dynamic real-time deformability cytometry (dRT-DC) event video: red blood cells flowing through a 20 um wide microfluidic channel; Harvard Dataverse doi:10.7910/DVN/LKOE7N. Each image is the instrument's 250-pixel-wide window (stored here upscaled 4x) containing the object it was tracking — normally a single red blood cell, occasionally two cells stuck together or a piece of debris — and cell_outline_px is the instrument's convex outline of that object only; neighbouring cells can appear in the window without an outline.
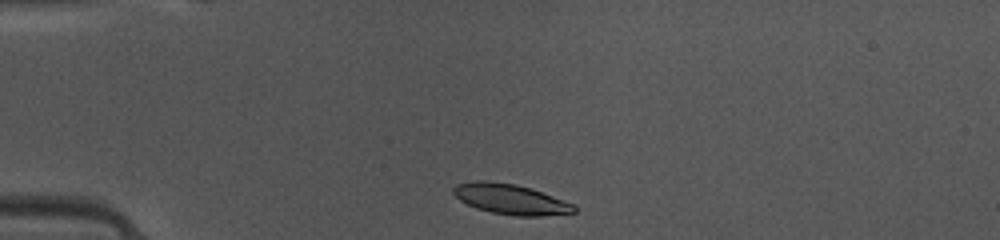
{"species": "common noctule bat (a hibernating species)", "species_latin": "Nyctalus noctula", "temperature_condition": "warm", "stored_images_in_passage": 38, "camera_frame_rate_fps": 3000, "um_per_image_px": 0.085, "animal": {"sex": "female", "body_mass_g": 10.0, "forearm_length_mm": 53.1}, "frame": {"image": 1, "passage_image": 1, "time_ms": 0.0, "image_size_px": [1000, 240], "cell_outline_px": [[576, 212], [544, 216], [516, 216], [492, 212], [476, 208], [460, 200], [452, 192], [452, 188], [456, 184], [472, 180], [484, 180], [516, 184], [552, 196], [572, 204], [576, 208]], "centroid_in_image_um": [43.35, 16.93], "position_along_channel_um": 41.7, "area_um2": 21.1}}
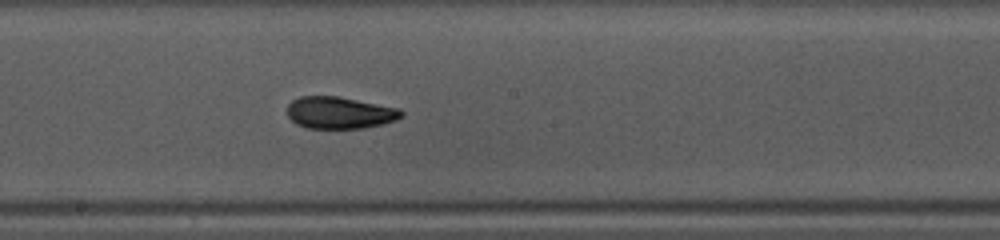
{"frame": {"image": 2, "passage_image": 16, "time_ms": 5.0, "image_size_px": [1000, 240], "cell_outline_px": [[404, 116], [396, 120], [384, 124], [364, 128], [308, 128], [296, 124], [288, 116], [288, 104], [292, 100], [300, 96], [336, 96], [400, 108], [404, 112]], "centroid_in_image_um": [28.9, 9.58], "position_along_channel_um": 219.3, "area_um2": 21.33}}
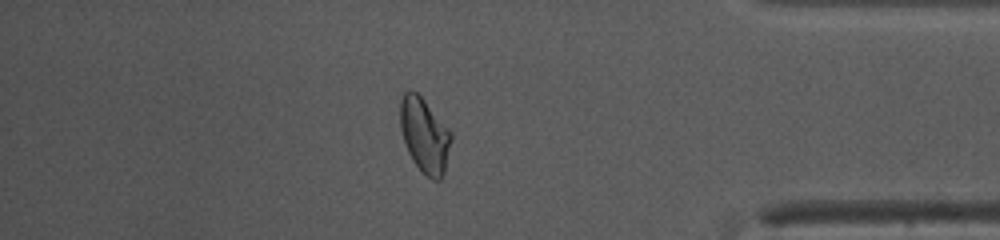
{"frame": {"image": 3, "passage_image": 31, "time_ms": 10.0, "image_size_px": [1000, 240], "cell_outline_px": [[452, 140], [444, 172], [440, 180], [432, 180], [412, 160], [408, 152], [400, 128], [400, 100], [404, 92], [416, 92], [424, 100], [452, 132]], "centroid_in_image_um": [36.1, 11.5], "position_along_channel_um": 399.1, "area_um2": 21.91}, "authors_computed_cell_mechanics": {"area_um2": 21.5016, "velocity_mm_per_s": 4.1055, "shape_relaxation_time_tau1_ms": 4.0976, "shape_relaxation_time_tau2_ms": 1.4316, "deformation_change_tau1": 0.1443, "deformation_change_tau2": 0.0705}}